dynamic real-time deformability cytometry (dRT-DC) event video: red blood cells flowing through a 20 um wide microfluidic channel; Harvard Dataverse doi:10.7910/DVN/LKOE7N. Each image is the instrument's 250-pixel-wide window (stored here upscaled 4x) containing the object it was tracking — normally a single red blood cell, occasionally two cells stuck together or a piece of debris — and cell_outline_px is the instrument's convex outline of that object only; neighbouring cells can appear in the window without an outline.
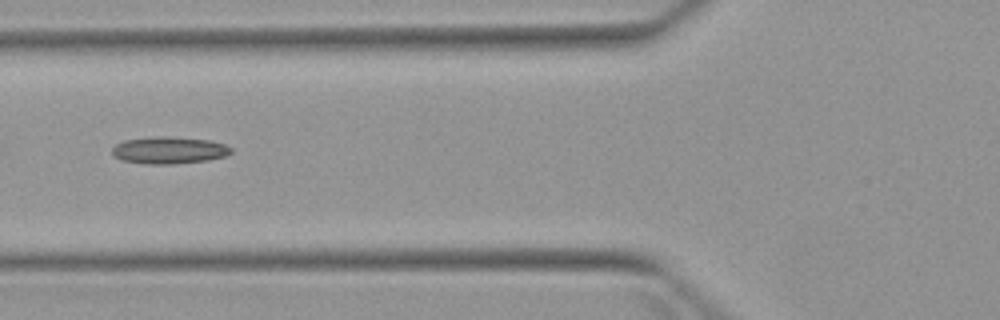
{"species": "Egyptian fruit bat (a non-hibernating species)", "species_latin": "Rousettus aegyptiacus", "temperature_condition": "warm", "stored_images_in_passage": 6, "camera_frame_rate_fps": 3000, "um_per_image_px": 0.085, "animal": {"sex": "female"}, "frame": {"image": 1, "passage_image": 6, "time_ms": 5.667, "image_size_px": [1000, 320], "cell_outline_px": [[232, 152], [224, 156], [208, 160], [172, 164], [148, 164], [120, 160], [112, 156], [112, 148], [116, 144], [124, 140], [156, 136], [168, 136], [208, 140], [224, 144], [232, 148]], "centroid_in_image_um": [14.33, 12.77], "position_along_channel_um": 111.5, "area_um2": 18.79}}